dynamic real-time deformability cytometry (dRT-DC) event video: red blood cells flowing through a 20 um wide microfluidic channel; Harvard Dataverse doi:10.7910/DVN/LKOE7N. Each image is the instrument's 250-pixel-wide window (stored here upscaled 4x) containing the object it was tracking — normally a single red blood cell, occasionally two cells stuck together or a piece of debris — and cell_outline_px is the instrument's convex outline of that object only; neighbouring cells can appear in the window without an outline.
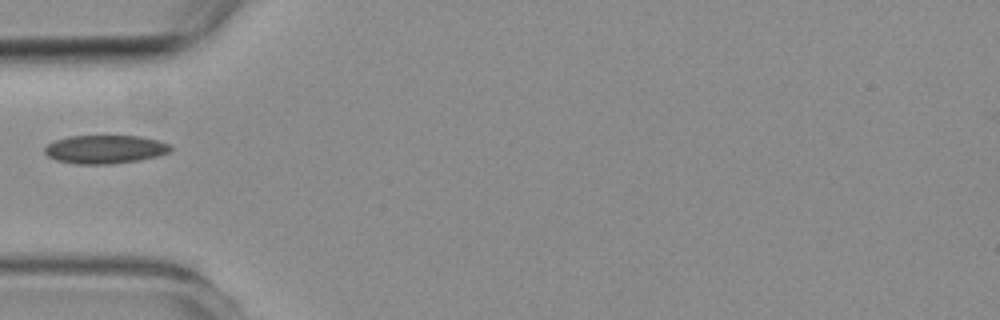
{"species": "common noctule bat (a hibernating species)", "species_latin": "Nyctalus noctula", "temperature_condition": "room temperature", "stored_images_in_passage": 2, "camera_frame_rate_fps": 3000, "um_per_image_px": 0.085, "animal": {"sex": "female", "body_mass_g": 19.3, "forearm_length_mm": 54.1}, "frame": {"image": 1, "passage_image": 1, "time_ms": 0.0, "image_size_px": [1000, 320], "cell_outline_px": [[172, 148], [168, 152], [156, 156], [140, 160], [112, 164], [76, 164], [56, 160], [48, 156], [44, 152], [44, 148], [48, 144], [56, 140], [68, 136], [140, 136], [156, 140], [168, 144]], "centroid_in_image_um": [8.89, 12.69], "position_along_channel_um": 76.1, "area_um2": 20.75}}
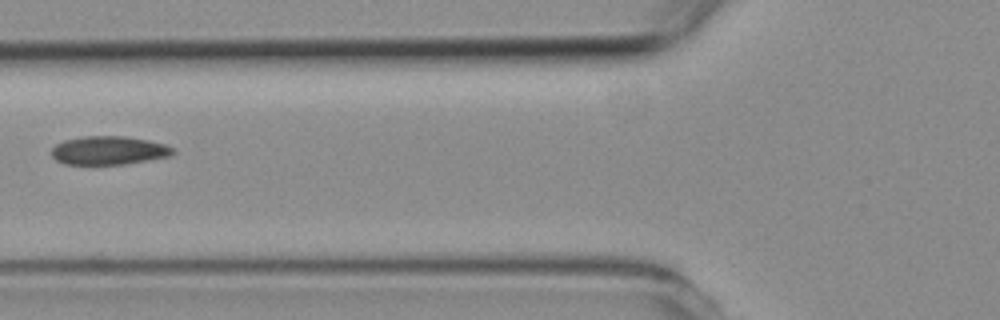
{"frame": {"image": 2, "passage_image": 2, "time_ms": 1.0, "image_size_px": [1000, 320], "cell_outline_px": [[176, 152], [172, 156], [124, 164], [64, 164], [56, 160], [52, 156], [52, 148], [56, 144], [64, 140], [84, 136], [124, 136], [164, 144], [172, 148]], "centroid_in_image_um": [9.23, 12.79], "position_along_channel_um": 116.6, "area_um2": 20.06}}